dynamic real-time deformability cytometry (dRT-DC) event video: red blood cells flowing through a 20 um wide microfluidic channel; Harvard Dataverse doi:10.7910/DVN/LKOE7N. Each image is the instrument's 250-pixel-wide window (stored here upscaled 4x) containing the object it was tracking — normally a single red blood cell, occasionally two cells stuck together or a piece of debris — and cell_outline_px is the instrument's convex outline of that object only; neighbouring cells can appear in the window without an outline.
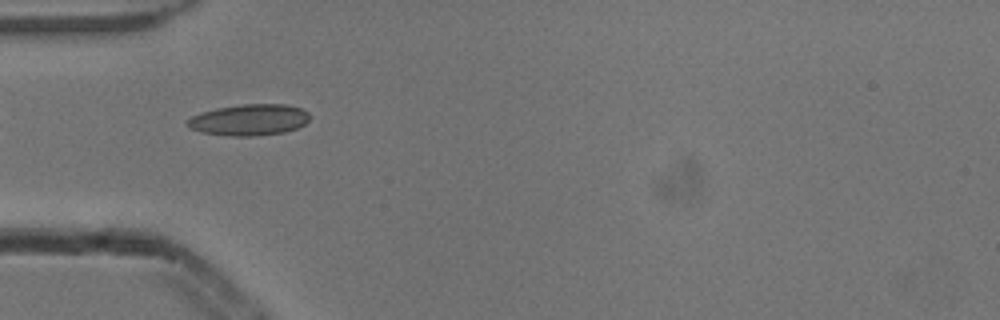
{"species": "common noctule bat (a hibernating species)", "species_latin": "Nyctalus noctula", "temperature_condition": "cold", "stored_images_in_passage": 8, "camera_frame_rate_fps": 3000, "um_per_image_px": 0.085, "animal": {"sex": "male", "body_mass_g": 13.3}, "frame": {"image": 1, "passage_image": 5, "time_ms": 1.333, "image_size_px": [1000, 320], "cell_outline_px": [[308, 120], [304, 124], [296, 128], [284, 132], [252, 136], [228, 136], [200, 132], [184, 124], [192, 116], [200, 112], [216, 108], [244, 104], [288, 104], [300, 108], [308, 112]], "centroid_in_image_um": [21.15, 10.18], "position_along_channel_um": 63.8, "area_um2": 22.25}}
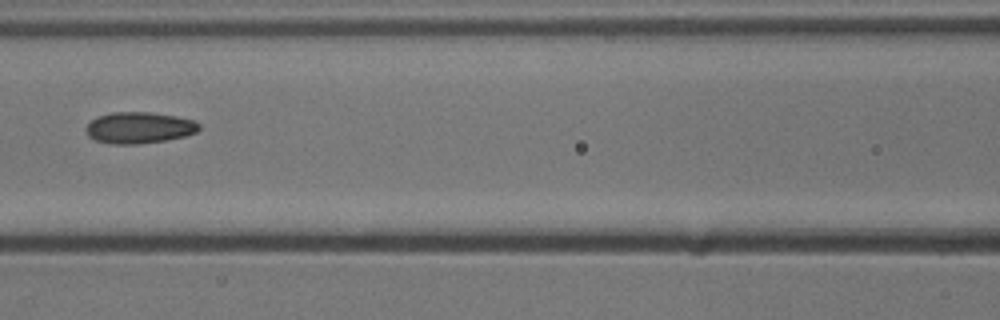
{"frame": {"image": 2, "passage_image": 7, "time_ms": 2.0, "image_size_px": [1000, 320], "cell_outline_px": [[200, 128], [196, 132], [184, 136], [164, 140], [140, 144], [112, 144], [96, 140], [88, 136], [84, 128], [96, 116], [112, 112], [152, 112], [176, 116], [192, 120], [200, 124]], "centroid_in_image_um": [11.8, 10.85], "position_along_channel_um": 154.8, "area_um2": 20.69}}
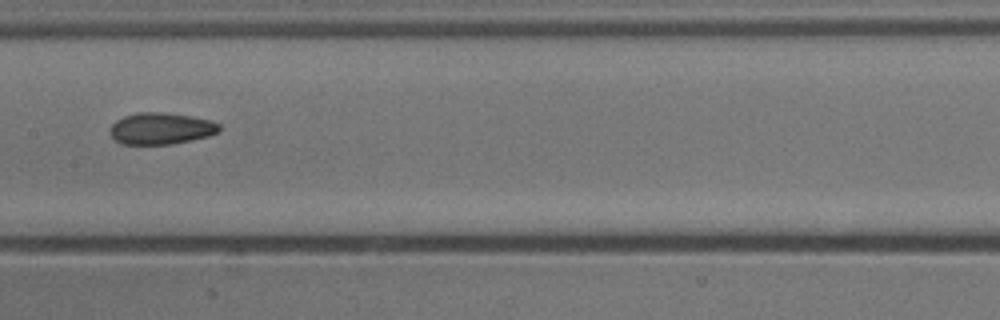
{"frame": {"image": 3, "passage_image": 8, "time_ms": 2.333, "image_size_px": [1000, 320], "cell_outline_px": [[220, 132], [208, 136], [192, 140], [172, 144], [120, 144], [108, 132], [108, 128], [116, 120], [124, 116], [136, 112], [164, 112], [212, 120], [220, 124]], "centroid_in_image_um": [13.67, 10.92], "position_along_channel_um": 193.7, "area_um2": 20.35}}